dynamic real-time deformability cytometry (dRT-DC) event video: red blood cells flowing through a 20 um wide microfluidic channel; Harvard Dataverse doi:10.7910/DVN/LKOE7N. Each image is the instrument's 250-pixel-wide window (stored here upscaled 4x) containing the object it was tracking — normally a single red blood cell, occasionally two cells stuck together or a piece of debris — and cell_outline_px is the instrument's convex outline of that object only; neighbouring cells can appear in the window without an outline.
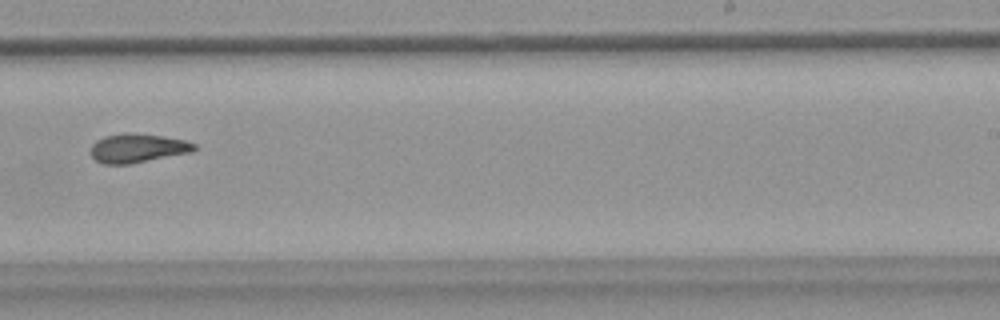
{"species": "common noctule bat (a hibernating species)", "species_latin": "Nyctalus noctula", "temperature_condition": "warm", "stored_images_in_passage": 10, "camera_frame_rate_fps": 3000, "um_per_image_px": 0.085, "animal": {"sex": "female", "body_mass_g": 18.4}, "frame": {"image": 1, "passage_image": 9, "time_ms": 2.667, "image_size_px": [1000, 320], "cell_outline_px": [[196, 148], [192, 152], [132, 164], [104, 164], [96, 160], [92, 156], [92, 144], [96, 140], [104, 136], [124, 132], [164, 136], [184, 140], [196, 144]], "centroid_in_image_um": [11.7, 12.59], "position_along_channel_um": 277.3, "area_um2": 17.51}}